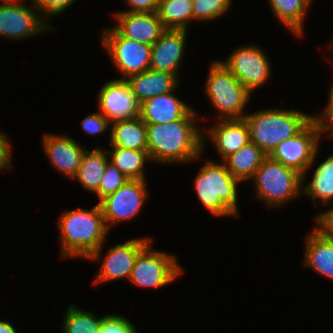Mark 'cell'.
I'll use <instances>...</instances> for the list:
<instances>
[{
	"label": "cell",
	"instance_id": "1",
	"mask_svg": "<svg viewBox=\"0 0 333 333\" xmlns=\"http://www.w3.org/2000/svg\"><path fill=\"white\" fill-rule=\"evenodd\" d=\"M193 108L184 118L160 124H146L148 154L155 164L199 161L203 151V128Z\"/></svg>",
	"mask_w": 333,
	"mask_h": 333
},
{
	"label": "cell",
	"instance_id": "2",
	"mask_svg": "<svg viewBox=\"0 0 333 333\" xmlns=\"http://www.w3.org/2000/svg\"><path fill=\"white\" fill-rule=\"evenodd\" d=\"M57 224L64 259H88L104 245L109 233L99 203L91 210L78 207L65 211L58 217Z\"/></svg>",
	"mask_w": 333,
	"mask_h": 333
},
{
	"label": "cell",
	"instance_id": "3",
	"mask_svg": "<svg viewBox=\"0 0 333 333\" xmlns=\"http://www.w3.org/2000/svg\"><path fill=\"white\" fill-rule=\"evenodd\" d=\"M199 169L194 187L204 208L219 218L239 216L238 186L243 181L233 177L223 161L209 160Z\"/></svg>",
	"mask_w": 333,
	"mask_h": 333
},
{
	"label": "cell",
	"instance_id": "4",
	"mask_svg": "<svg viewBox=\"0 0 333 333\" xmlns=\"http://www.w3.org/2000/svg\"><path fill=\"white\" fill-rule=\"evenodd\" d=\"M244 119L249 128L250 142L269 156L279 143L301 132L314 115L275 107L245 114Z\"/></svg>",
	"mask_w": 333,
	"mask_h": 333
},
{
	"label": "cell",
	"instance_id": "5",
	"mask_svg": "<svg viewBox=\"0 0 333 333\" xmlns=\"http://www.w3.org/2000/svg\"><path fill=\"white\" fill-rule=\"evenodd\" d=\"M204 90L219 114L216 119H242L252 93L219 60L209 64Z\"/></svg>",
	"mask_w": 333,
	"mask_h": 333
},
{
	"label": "cell",
	"instance_id": "6",
	"mask_svg": "<svg viewBox=\"0 0 333 333\" xmlns=\"http://www.w3.org/2000/svg\"><path fill=\"white\" fill-rule=\"evenodd\" d=\"M251 180L255 186L256 198L263 201L269 209L284 206L303 195L302 174L269 156Z\"/></svg>",
	"mask_w": 333,
	"mask_h": 333
},
{
	"label": "cell",
	"instance_id": "7",
	"mask_svg": "<svg viewBox=\"0 0 333 333\" xmlns=\"http://www.w3.org/2000/svg\"><path fill=\"white\" fill-rule=\"evenodd\" d=\"M322 136L319 123L314 118L296 136L279 143L269 157L298 171L302 174V183H305L309 169L317 162Z\"/></svg>",
	"mask_w": 333,
	"mask_h": 333
},
{
	"label": "cell",
	"instance_id": "8",
	"mask_svg": "<svg viewBox=\"0 0 333 333\" xmlns=\"http://www.w3.org/2000/svg\"><path fill=\"white\" fill-rule=\"evenodd\" d=\"M152 241L137 255L129 281L144 288H162L184 273L176 255L153 249Z\"/></svg>",
	"mask_w": 333,
	"mask_h": 333
},
{
	"label": "cell",
	"instance_id": "9",
	"mask_svg": "<svg viewBox=\"0 0 333 333\" xmlns=\"http://www.w3.org/2000/svg\"><path fill=\"white\" fill-rule=\"evenodd\" d=\"M101 41L114 68L122 75L118 79L126 80L150 69L152 46L123 37L113 26L103 29Z\"/></svg>",
	"mask_w": 333,
	"mask_h": 333
},
{
	"label": "cell",
	"instance_id": "10",
	"mask_svg": "<svg viewBox=\"0 0 333 333\" xmlns=\"http://www.w3.org/2000/svg\"><path fill=\"white\" fill-rule=\"evenodd\" d=\"M229 55L220 61L251 93L272 76L270 59L259 44L239 45Z\"/></svg>",
	"mask_w": 333,
	"mask_h": 333
},
{
	"label": "cell",
	"instance_id": "11",
	"mask_svg": "<svg viewBox=\"0 0 333 333\" xmlns=\"http://www.w3.org/2000/svg\"><path fill=\"white\" fill-rule=\"evenodd\" d=\"M152 241L150 237H138L127 240L124 243L116 244L107 250L103 257L102 245L87 260L102 261L100 269L95 277L93 285L98 283L111 282L119 279H129L137 255ZM102 254V255H101ZM104 258V260L102 259ZM102 259V260H101Z\"/></svg>",
	"mask_w": 333,
	"mask_h": 333
},
{
	"label": "cell",
	"instance_id": "12",
	"mask_svg": "<svg viewBox=\"0 0 333 333\" xmlns=\"http://www.w3.org/2000/svg\"><path fill=\"white\" fill-rule=\"evenodd\" d=\"M27 3V4H26ZM0 3V36L10 41L32 38L54 30L42 19L38 9L28 2Z\"/></svg>",
	"mask_w": 333,
	"mask_h": 333
},
{
	"label": "cell",
	"instance_id": "13",
	"mask_svg": "<svg viewBox=\"0 0 333 333\" xmlns=\"http://www.w3.org/2000/svg\"><path fill=\"white\" fill-rule=\"evenodd\" d=\"M149 196L147 180H127L116 192L104 197L99 205L108 230L111 226L135 218Z\"/></svg>",
	"mask_w": 333,
	"mask_h": 333
},
{
	"label": "cell",
	"instance_id": "14",
	"mask_svg": "<svg viewBox=\"0 0 333 333\" xmlns=\"http://www.w3.org/2000/svg\"><path fill=\"white\" fill-rule=\"evenodd\" d=\"M97 106L110 122L139 116L140 104L124 79H112L97 94Z\"/></svg>",
	"mask_w": 333,
	"mask_h": 333
},
{
	"label": "cell",
	"instance_id": "15",
	"mask_svg": "<svg viewBox=\"0 0 333 333\" xmlns=\"http://www.w3.org/2000/svg\"><path fill=\"white\" fill-rule=\"evenodd\" d=\"M42 144L51 166L64 176L73 179L78 172L81 158L86 150L71 136L65 134H43Z\"/></svg>",
	"mask_w": 333,
	"mask_h": 333
},
{
	"label": "cell",
	"instance_id": "16",
	"mask_svg": "<svg viewBox=\"0 0 333 333\" xmlns=\"http://www.w3.org/2000/svg\"><path fill=\"white\" fill-rule=\"evenodd\" d=\"M187 30L166 29L152 45L150 69L179 77L187 42Z\"/></svg>",
	"mask_w": 333,
	"mask_h": 333
},
{
	"label": "cell",
	"instance_id": "17",
	"mask_svg": "<svg viewBox=\"0 0 333 333\" xmlns=\"http://www.w3.org/2000/svg\"><path fill=\"white\" fill-rule=\"evenodd\" d=\"M216 121L208 129H203V151L207 145L206 138L210 139L223 161L250 141L249 128L244 118Z\"/></svg>",
	"mask_w": 333,
	"mask_h": 333
},
{
	"label": "cell",
	"instance_id": "18",
	"mask_svg": "<svg viewBox=\"0 0 333 333\" xmlns=\"http://www.w3.org/2000/svg\"><path fill=\"white\" fill-rule=\"evenodd\" d=\"M113 27L123 36L152 46L166 30L156 12H124L113 14Z\"/></svg>",
	"mask_w": 333,
	"mask_h": 333
},
{
	"label": "cell",
	"instance_id": "19",
	"mask_svg": "<svg viewBox=\"0 0 333 333\" xmlns=\"http://www.w3.org/2000/svg\"><path fill=\"white\" fill-rule=\"evenodd\" d=\"M157 95L140 104L139 117L145 124L169 123L184 118L192 109L174 93Z\"/></svg>",
	"mask_w": 333,
	"mask_h": 333
},
{
	"label": "cell",
	"instance_id": "20",
	"mask_svg": "<svg viewBox=\"0 0 333 333\" xmlns=\"http://www.w3.org/2000/svg\"><path fill=\"white\" fill-rule=\"evenodd\" d=\"M304 244V266L333 281V239L316 226Z\"/></svg>",
	"mask_w": 333,
	"mask_h": 333
},
{
	"label": "cell",
	"instance_id": "21",
	"mask_svg": "<svg viewBox=\"0 0 333 333\" xmlns=\"http://www.w3.org/2000/svg\"><path fill=\"white\" fill-rule=\"evenodd\" d=\"M180 77L172 73L148 69L126 79L137 102L141 104L147 99L162 95L179 88Z\"/></svg>",
	"mask_w": 333,
	"mask_h": 333
},
{
	"label": "cell",
	"instance_id": "22",
	"mask_svg": "<svg viewBox=\"0 0 333 333\" xmlns=\"http://www.w3.org/2000/svg\"><path fill=\"white\" fill-rule=\"evenodd\" d=\"M109 142L111 147L147 151L146 124L140 117L111 122Z\"/></svg>",
	"mask_w": 333,
	"mask_h": 333
},
{
	"label": "cell",
	"instance_id": "23",
	"mask_svg": "<svg viewBox=\"0 0 333 333\" xmlns=\"http://www.w3.org/2000/svg\"><path fill=\"white\" fill-rule=\"evenodd\" d=\"M302 194L312 199L314 207L333 206V153L316 166L310 182L302 183Z\"/></svg>",
	"mask_w": 333,
	"mask_h": 333
},
{
	"label": "cell",
	"instance_id": "24",
	"mask_svg": "<svg viewBox=\"0 0 333 333\" xmlns=\"http://www.w3.org/2000/svg\"><path fill=\"white\" fill-rule=\"evenodd\" d=\"M109 162L107 150L102 147L85 150L77 175L73 180H77L82 188L90 193H95L99 200L100 181L105 173L106 164Z\"/></svg>",
	"mask_w": 333,
	"mask_h": 333
},
{
	"label": "cell",
	"instance_id": "25",
	"mask_svg": "<svg viewBox=\"0 0 333 333\" xmlns=\"http://www.w3.org/2000/svg\"><path fill=\"white\" fill-rule=\"evenodd\" d=\"M276 19L297 37H304V20L313 0H268Z\"/></svg>",
	"mask_w": 333,
	"mask_h": 333
},
{
	"label": "cell",
	"instance_id": "26",
	"mask_svg": "<svg viewBox=\"0 0 333 333\" xmlns=\"http://www.w3.org/2000/svg\"><path fill=\"white\" fill-rule=\"evenodd\" d=\"M268 157L256 144L248 142L223 160L233 177L249 181L262 162Z\"/></svg>",
	"mask_w": 333,
	"mask_h": 333
},
{
	"label": "cell",
	"instance_id": "27",
	"mask_svg": "<svg viewBox=\"0 0 333 333\" xmlns=\"http://www.w3.org/2000/svg\"><path fill=\"white\" fill-rule=\"evenodd\" d=\"M107 150L109 161L129 180H146L145 166L152 162L148 151L110 147Z\"/></svg>",
	"mask_w": 333,
	"mask_h": 333
},
{
	"label": "cell",
	"instance_id": "28",
	"mask_svg": "<svg viewBox=\"0 0 333 333\" xmlns=\"http://www.w3.org/2000/svg\"><path fill=\"white\" fill-rule=\"evenodd\" d=\"M192 0H160L157 15L165 29L187 30L193 22Z\"/></svg>",
	"mask_w": 333,
	"mask_h": 333
},
{
	"label": "cell",
	"instance_id": "29",
	"mask_svg": "<svg viewBox=\"0 0 333 333\" xmlns=\"http://www.w3.org/2000/svg\"><path fill=\"white\" fill-rule=\"evenodd\" d=\"M93 311L83 310L73 304L67 307L63 318V333H100L102 318Z\"/></svg>",
	"mask_w": 333,
	"mask_h": 333
},
{
	"label": "cell",
	"instance_id": "30",
	"mask_svg": "<svg viewBox=\"0 0 333 333\" xmlns=\"http://www.w3.org/2000/svg\"><path fill=\"white\" fill-rule=\"evenodd\" d=\"M193 21H213L230 10L233 0H192Z\"/></svg>",
	"mask_w": 333,
	"mask_h": 333
},
{
	"label": "cell",
	"instance_id": "31",
	"mask_svg": "<svg viewBox=\"0 0 333 333\" xmlns=\"http://www.w3.org/2000/svg\"><path fill=\"white\" fill-rule=\"evenodd\" d=\"M128 180L121 171L114 166L110 161L106 164L105 173L100 181L99 201L106 196L116 192Z\"/></svg>",
	"mask_w": 333,
	"mask_h": 333
},
{
	"label": "cell",
	"instance_id": "32",
	"mask_svg": "<svg viewBox=\"0 0 333 333\" xmlns=\"http://www.w3.org/2000/svg\"><path fill=\"white\" fill-rule=\"evenodd\" d=\"M39 11L42 19L54 30L48 20L54 16H59L75 3L76 0H29ZM47 19V20H46Z\"/></svg>",
	"mask_w": 333,
	"mask_h": 333
},
{
	"label": "cell",
	"instance_id": "33",
	"mask_svg": "<svg viewBox=\"0 0 333 333\" xmlns=\"http://www.w3.org/2000/svg\"><path fill=\"white\" fill-rule=\"evenodd\" d=\"M100 333H139L135 325L122 315L107 314L102 318Z\"/></svg>",
	"mask_w": 333,
	"mask_h": 333
},
{
	"label": "cell",
	"instance_id": "34",
	"mask_svg": "<svg viewBox=\"0 0 333 333\" xmlns=\"http://www.w3.org/2000/svg\"><path fill=\"white\" fill-rule=\"evenodd\" d=\"M109 127L111 122L99 111L89 114L81 122L82 130L91 136L103 134Z\"/></svg>",
	"mask_w": 333,
	"mask_h": 333
},
{
	"label": "cell",
	"instance_id": "35",
	"mask_svg": "<svg viewBox=\"0 0 333 333\" xmlns=\"http://www.w3.org/2000/svg\"><path fill=\"white\" fill-rule=\"evenodd\" d=\"M328 103L320 114H315L314 118L318 121L321 134L333 137V85L330 87L328 94Z\"/></svg>",
	"mask_w": 333,
	"mask_h": 333
},
{
	"label": "cell",
	"instance_id": "36",
	"mask_svg": "<svg viewBox=\"0 0 333 333\" xmlns=\"http://www.w3.org/2000/svg\"><path fill=\"white\" fill-rule=\"evenodd\" d=\"M5 133L0 131V171H6L12 166V145Z\"/></svg>",
	"mask_w": 333,
	"mask_h": 333
},
{
	"label": "cell",
	"instance_id": "37",
	"mask_svg": "<svg viewBox=\"0 0 333 333\" xmlns=\"http://www.w3.org/2000/svg\"><path fill=\"white\" fill-rule=\"evenodd\" d=\"M160 0H125L128 9L124 12H157Z\"/></svg>",
	"mask_w": 333,
	"mask_h": 333
},
{
	"label": "cell",
	"instance_id": "38",
	"mask_svg": "<svg viewBox=\"0 0 333 333\" xmlns=\"http://www.w3.org/2000/svg\"><path fill=\"white\" fill-rule=\"evenodd\" d=\"M315 222L320 230L333 239V206L325 211L319 212L315 217Z\"/></svg>",
	"mask_w": 333,
	"mask_h": 333
},
{
	"label": "cell",
	"instance_id": "39",
	"mask_svg": "<svg viewBox=\"0 0 333 333\" xmlns=\"http://www.w3.org/2000/svg\"><path fill=\"white\" fill-rule=\"evenodd\" d=\"M0 333H18L10 321L0 320Z\"/></svg>",
	"mask_w": 333,
	"mask_h": 333
},
{
	"label": "cell",
	"instance_id": "40",
	"mask_svg": "<svg viewBox=\"0 0 333 333\" xmlns=\"http://www.w3.org/2000/svg\"><path fill=\"white\" fill-rule=\"evenodd\" d=\"M22 0H0L1 4H5V3H16Z\"/></svg>",
	"mask_w": 333,
	"mask_h": 333
},
{
	"label": "cell",
	"instance_id": "41",
	"mask_svg": "<svg viewBox=\"0 0 333 333\" xmlns=\"http://www.w3.org/2000/svg\"><path fill=\"white\" fill-rule=\"evenodd\" d=\"M328 49L331 50V52L333 53V40L329 41V44L327 45Z\"/></svg>",
	"mask_w": 333,
	"mask_h": 333
}]
</instances>
